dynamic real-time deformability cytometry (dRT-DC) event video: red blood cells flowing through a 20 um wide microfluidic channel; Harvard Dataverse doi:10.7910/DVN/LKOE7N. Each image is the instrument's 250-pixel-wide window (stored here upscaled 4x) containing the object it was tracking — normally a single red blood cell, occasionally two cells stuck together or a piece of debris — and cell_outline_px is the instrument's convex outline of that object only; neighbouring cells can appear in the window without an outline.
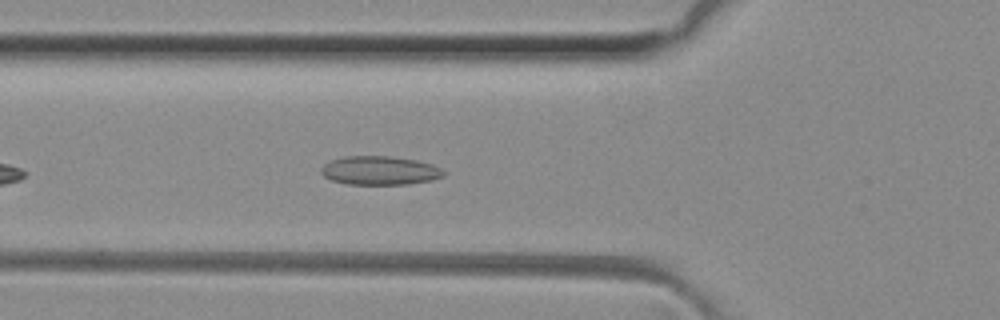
{"species": "common noctule bat (a hibernating species)", "species_latin": "Nyctalus noctula", "temperature_condition": "room temperature", "stored_images_in_passage": 15, "camera_frame_rate_fps": 3000, "um_per_image_px": 0.085, "animal": {"sex": "female", "body_mass_g": 29.2, "forearm_length_mm": 56.3}, "frame": {"image": 1, "passage_image": 7, "time_ms": 2.0, "image_size_px": [1000, 320], "cell_outline_px": [[444, 176], [432, 180], [408, 184], [348, 184], [332, 180], [324, 176], [320, 172], [320, 168], [324, 164], [332, 160], [344, 156], [392, 156], [416, 160], [432, 164], [440, 168], [444, 172]], "centroid_in_image_um": [32.27, 14.49], "position_along_channel_um": 93.5, "area_um2": 20.52}}
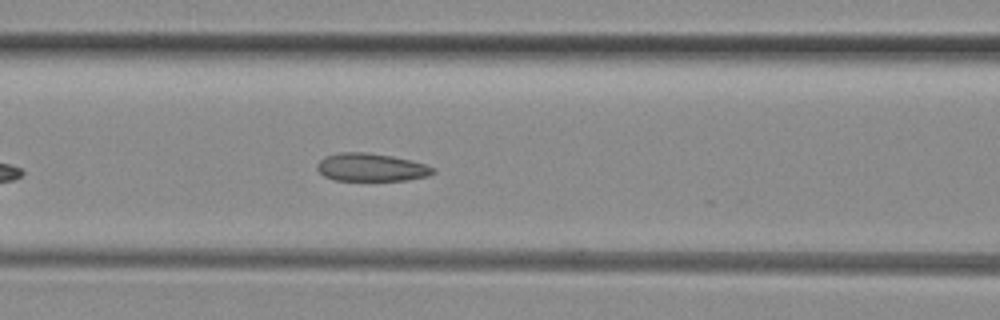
{"frame": {"image": 2, "passage_image": 10, "time_ms": 3.0, "image_size_px": [1000, 320], "cell_outline_px": [[436, 172], [428, 176], [408, 180], [332, 180], [324, 176], [316, 168], [316, 164], [324, 156], [340, 152], [368, 152], [392, 156], [412, 160], [436, 168]], "centroid_in_image_um": [31.55, 14.22], "position_along_channel_um": 135.1, "area_um2": 19.07}}
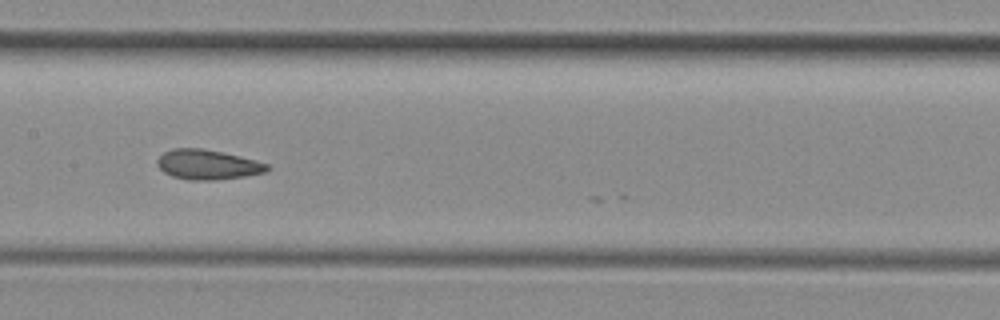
{"frame": {"image": 3, "passage_image": 14, "time_ms": 4.333, "image_size_px": [1000, 320], "cell_outline_px": [[272, 168], [268, 172], [244, 176], [216, 180], [188, 180], [172, 176], [164, 172], [156, 164], [156, 160], [164, 152], [172, 148], [204, 148], [256, 160], [268, 164]], "centroid_in_image_um": [17.66, 13.99], "position_along_channel_um": 189.7, "area_um2": 19.25}}